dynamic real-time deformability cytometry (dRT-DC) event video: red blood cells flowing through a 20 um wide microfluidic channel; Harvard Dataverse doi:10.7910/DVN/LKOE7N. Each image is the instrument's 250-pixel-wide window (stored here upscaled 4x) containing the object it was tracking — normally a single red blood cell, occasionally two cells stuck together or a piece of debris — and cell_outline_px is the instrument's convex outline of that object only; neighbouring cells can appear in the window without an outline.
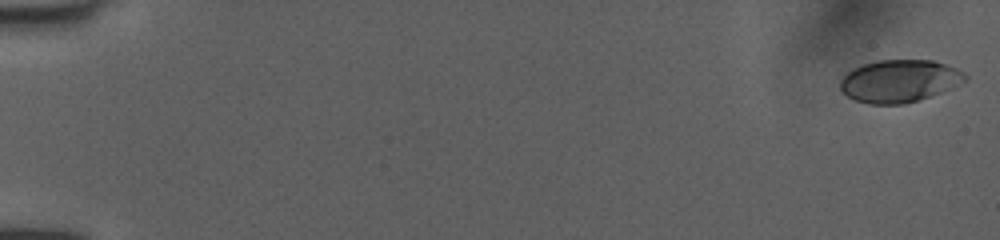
{"species": "human", "species_latin": "Homo sapiens", "temperature_condition": "room temperature", "stored_images_in_passage": 53, "camera_frame_rate_fps": 3000, "um_per_image_px": 0.085, "donor": {"sex": "female"}, "frame": {"image": 1, "passage_image": 1, "time_ms": 0.0, "image_size_px": [1000, 240], "cell_outline_px": [[968, 76], [964, 80], [952, 88], [904, 104], [868, 104], [856, 100], [848, 96], [840, 88], [840, 80], [848, 72], [864, 64], [876, 60], [932, 60], [956, 68], [964, 72]], "centroid_in_image_um": [76.44, 6.88], "position_along_channel_um": 8.6, "area_um2": 30.52}}
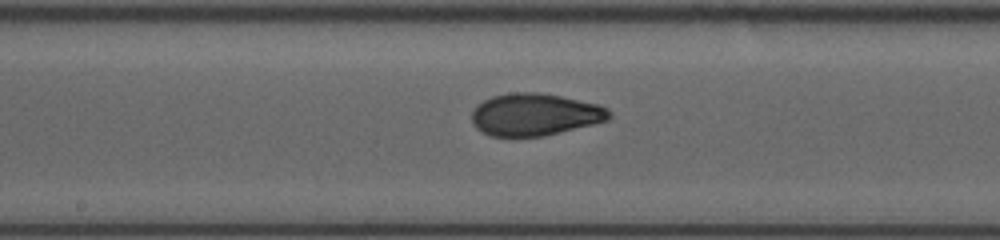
{"frame": {"image": 2, "passage_image": 29, "time_ms": 9.333, "image_size_px": [1000, 240], "cell_outline_px": [[612, 116], [608, 120], [544, 136], [492, 136], [476, 128], [472, 124], [472, 112], [476, 104], [492, 96], [512, 92], [536, 92], [560, 96], [600, 104], [608, 108]], "centroid_in_image_um": [45.46, 9.72], "position_along_channel_um": 202.7, "area_um2": 33.81}}
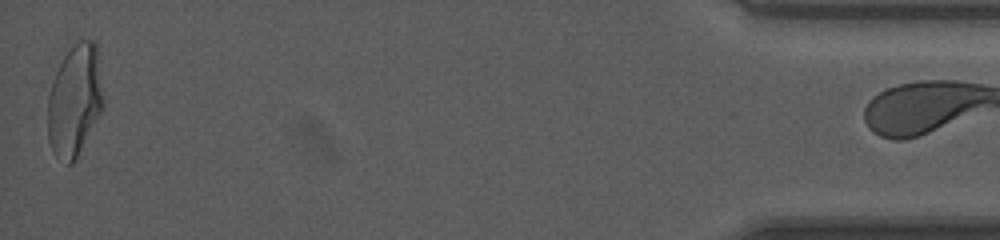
{"frame": {"image": 3, "passage_image": 52, "time_ms": 17.0, "image_size_px": [1000, 240], "cell_outline_px": [[104, 108], [72, 164], [68, 164], [56, 156], [52, 152], [48, 140], [48, 96], [52, 80], [64, 56], [80, 40], [92, 40], [96, 44], [104, 96]], "centroid_in_image_um": [6.36, 8.56], "position_along_channel_um": 428.8, "area_um2": 36.01}}